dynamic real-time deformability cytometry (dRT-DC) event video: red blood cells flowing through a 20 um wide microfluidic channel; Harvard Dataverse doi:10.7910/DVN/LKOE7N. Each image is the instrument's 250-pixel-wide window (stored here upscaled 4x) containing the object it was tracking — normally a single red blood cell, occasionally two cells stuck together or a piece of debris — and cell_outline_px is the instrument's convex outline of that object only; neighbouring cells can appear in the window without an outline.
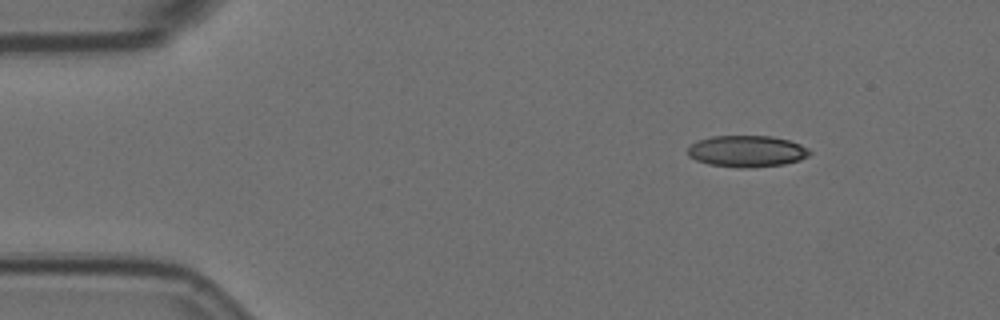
{"species": "Egyptian fruit bat (a non-hibernating species)", "species_latin": "Rousettus aegyptiacus", "temperature_condition": "room temperature", "stored_images_in_passage": 50, "camera_frame_rate_fps": 3000, "um_per_image_px": 0.085, "animal": {"sex": "female"}, "frame": {"image": 1, "passage_image": 1, "time_ms": 0.0, "image_size_px": [1000, 320], "cell_outline_px": [[812, 152], [808, 156], [800, 160], [784, 164], [748, 168], [740, 168], [708, 164], [696, 160], [688, 156], [688, 148], [692, 144], [700, 140], [712, 136], [772, 136], [788, 140], [800, 144], [808, 148]], "centroid_in_image_um": [63.5, 12.86], "position_along_channel_um": 21.5, "area_um2": 22.37}}
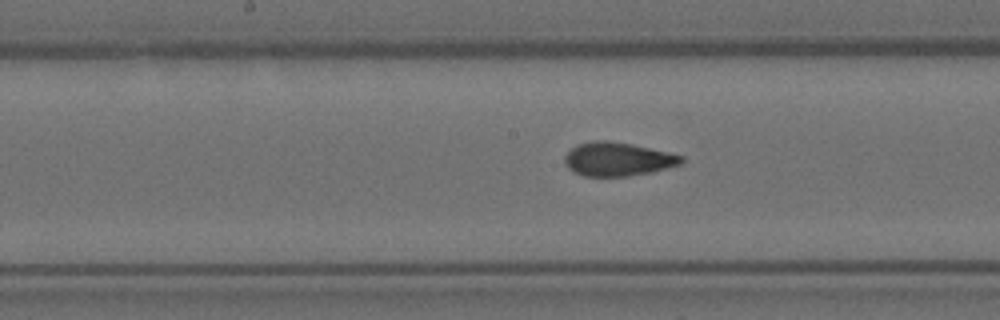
{"frame": {"image": 2, "passage_image": 22, "time_ms": 7.0, "image_size_px": [1000, 320], "cell_outline_px": [[684, 160], [680, 164], [652, 172], [628, 176], [584, 176], [568, 168], [564, 160], [564, 156], [576, 144], [596, 140], [604, 140], [628, 144], [668, 152], [684, 156]], "centroid_in_image_um": [52.49, 13.53], "position_along_channel_um": 195.7, "area_um2": 22.6}}
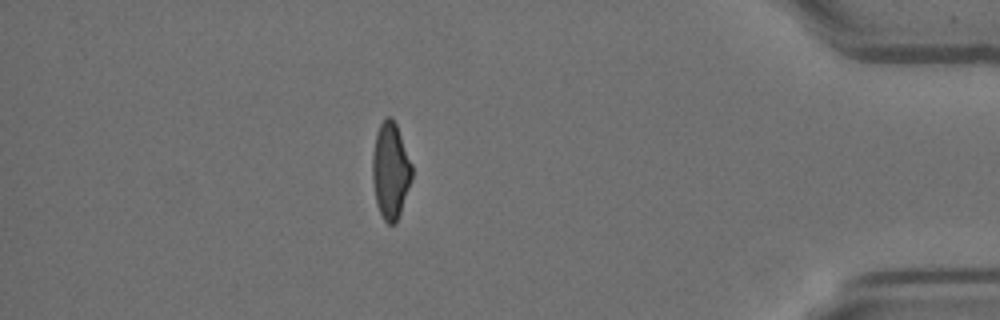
{"frame": {"image": 3, "passage_image": 43, "time_ms": 14.0, "image_size_px": [1000, 320], "cell_outline_px": [[412, 180], [396, 224], [388, 224], [384, 220], [376, 204], [372, 180], [372, 152], [376, 132], [384, 116], [392, 116], [396, 124], [412, 164]], "centroid_in_image_um": [33.18, 14.49], "position_along_channel_um": 402.0, "area_um2": 22.43}, "authors_computed_cell_mechanics": {"area_um2": 22.8021, "velocity_mm_per_s": 3.583, "shape_relaxation_time_tau1_ms": 10.2319, "shape_relaxation_time_tau2_ms": 1.3664, "deformation_change_tau1": 0.2113, "deformation_change_tau2": 0.0796}}